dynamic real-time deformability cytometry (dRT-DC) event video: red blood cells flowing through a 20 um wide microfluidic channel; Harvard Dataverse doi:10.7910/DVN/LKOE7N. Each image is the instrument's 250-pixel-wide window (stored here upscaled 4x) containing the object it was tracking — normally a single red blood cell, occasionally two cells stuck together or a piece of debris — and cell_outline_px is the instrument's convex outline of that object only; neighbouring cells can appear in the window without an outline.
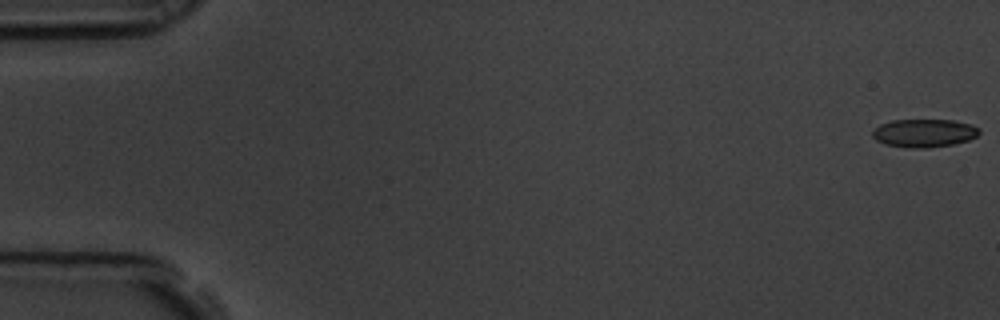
{"species": "common noctule bat (a hibernating species)", "species_latin": "Nyctalus noctula", "temperature_condition": "room temperature", "stored_images_in_passage": 6, "camera_frame_rate_fps": 3000, "um_per_image_px": 0.085, "animal": {"sex": "male", "body_mass_g": 19.5, "forearm_length_mm": 54.6}, "frame": {"image": 1, "passage_image": 1, "time_ms": 0.0, "image_size_px": [1000, 320], "cell_outline_px": [[980, 132], [976, 136], [968, 140], [956, 144], [928, 148], [908, 148], [884, 144], [876, 140], [872, 136], [872, 132], [880, 124], [892, 120], [956, 120], [972, 124], [980, 128]], "centroid_in_image_um": [78.57, 11.31], "position_along_channel_um": 6.4, "area_um2": 17.74}}
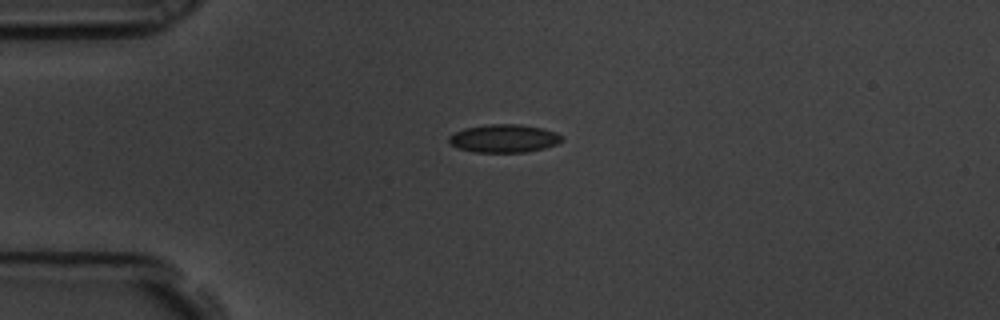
{"frame": {"image": 2, "passage_image": 5, "time_ms": 1.333, "image_size_px": [1000, 320], "cell_outline_px": [[564, 140], [556, 144], [544, 148], [528, 152], [476, 152], [456, 148], [448, 140], [448, 136], [464, 128], [488, 124], [520, 124], [544, 128], [556, 132], [564, 136]], "centroid_in_image_um": [42.87, 11.76], "position_along_channel_um": 42.1, "area_um2": 18.67}}